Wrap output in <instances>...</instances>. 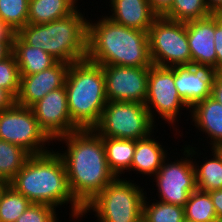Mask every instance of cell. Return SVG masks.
Wrapping results in <instances>:
<instances>
[{"label":"cell","mask_w":222,"mask_h":222,"mask_svg":"<svg viewBox=\"0 0 222 222\" xmlns=\"http://www.w3.org/2000/svg\"><path fill=\"white\" fill-rule=\"evenodd\" d=\"M108 3L111 12L106 16L125 27L148 32L158 17L148 0H109Z\"/></svg>","instance_id":"cell-17"},{"label":"cell","mask_w":222,"mask_h":222,"mask_svg":"<svg viewBox=\"0 0 222 222\" xmlns=\"http://www.w3.org/2000/svg\"><path fill=\"white\" fill-rule=\"evenodd\" d=\"M81 8L67 17L44 24H26L17 34L28 44L43 49L68 64L87 57L88 15Z\"/></svg>","instance_id":"cell-4"},{"label":"cell","mask_w":222,"mask_h":222,"mask_svg":"<svg viewBox=\"0 0 222 222\" xmlns=\"http://www.w3.org/2000/svg\"><path fill=\"white\" fill-rule=\"evenodd\" d=\"M30 156L25 149L0 139V180L9 183Z\"/></svg>","instance_id":"cell-24"},{"label":"cell","mask_w":222,"mask_h":222,"mask_svg":"<svg viewBox=\"0 0 222 222\" xmlns=\"http://www.w3.org/2000/svg\"><path fill=\"white\" fill-rule=\"evenodd\" d=\"M7 184H8L7 181L0 180V197H1V194H2L4 188L6 187Z\"/></svg>","instance_id":"cell-41"},{"label":"cell","mask_w":222,"mask_h":222,"mask_svg":"<svg viewBox=\"0 0 222 222\" xmlns=\"http://www.w3.org/2000/svg\"><path fill=\"white\" fill-rule=\"evenodd\" d=\"M185 220L192 222H218L209 192L196 189L184 206Z\"/></svg>","instance_id":"cell-25"},{"label":"cell","mask_w":222,"mask_h":222,"mask_svg":"<svg viewBox=\"0 0 222 222\" xmlns=\"http://www.w3.org/2000/svg\"><path fill=\"white\" fill-rule=\"evenodd\" d=\"M138 184L126 177H116L83 207L82 218L95 213L97 222H140L147 192Z\"/></svg>","instance_id":"cell-6"},{"label":"cell","mask_w":222,"mask_h":222,"mask_svg":"<svg viewBox=\"0 0 222 222\" xmlns=\"http://www.w3.org/2000/svg\"><path fill=\"white\" fill-rule=\"evenodd\" d=\"M174 84L178 95L191 109L196 103L211 97L212 87L219 71L212 66L191 63L174 66Z\"/></svg>","instance_id":"cell-14"},{"label":"cell","mask_w":222,"mask_h":222,"mask_svg":"<svg viewBox=\"0 0 222 222\" xmlns=\"http://www.w3.org/2000/svg\"><path fill=\"white\" fill-rule=\"evenodd\" d=\"M186 32L192 63L216 68L215 14L186 22Z\"/></svg>","instance_id":"cell-16"},{"label":"cell","mask_w":222,"mask_h":222,"mask_svg":"<svg viewBox=\"0 0 222 222\" xmlns=\"http://www.w3.org/2000/svg\"><path fill=\"white\" fill-rule=\"evenodd\" d=\"M211 14L204 0H173L171 8L163 17L186 23L205 18Z\"/></svg>","instance_id":"cell-27"},{"label":"cell","mask_w":222,"mask_h":222,"mask_svg":"<svg viewBox=\"0 0 222 222\" xmlns=\"http://www.w3.org/2000/svg\"><path fill=\"white\" fill-rule=\"evenodd\" d=\"M213 149H214V150L219 154V156L222 158V143L214 146Z\"/></svg>","instance_id":"cell-40"},{"label":"cell","mask_w":222,"mask_h":222,"mask_svg":"<svg viewBox=\"0 0 222 222\" xmlns=\"http://www.w3.org/2000/svg\"><path fill=\"white\" fill-rule=\"evenodd\" d=\"M148 2L158 16H163L171 8L173 0H148Z\"/></svg>","instance_id":"cell-33"},{"label":"cell","mask_w":222,"mask_h":222,"mask_svg":"<svg viewBox=\"0 0 222 222\" xmlns=\"http://www.w3.org/2000/svg\"><path fill=\"white\" fill-rule=\"evenodd\" d=\"M0 87L7 90L15 99L20 89V73L13 53L0 61Z\"/></svg>","instance_id":"cell-30"},{"label":"cell","mask_w":222,"mask_h":222,"mask_svg":"<svg viewBox=\"0 0 222 222\" xmlns=\"http://www.w3.org/2000/svg\"><path fill=\"white\" fill-rule=\"evenodd\" d=\"M191 145L192 146L188 143V145L184 144L183 147H185L192 156L197 189L206 192L222 189V158L213 148H210V159H207L208 156H206V158H204L206 160L204 161V159H202L201 162L199 156L202 155L201 150L199 152V148L196 146L193 147V142ZM197 158H199V161Z\"/></svg>","instance_id":"cell-20"},{"label":"cell","mask_w":222,"mask_h":222,"mask_svg":"<svg viewBox=\"0 0 222 222\" xmlns=\"http://www.w3.org/2000/svg\"><path fill=\"white\" fill-rule=\"evenodd\" d=\"M56 141L65 143V150L57 152L66 167L70 192L84 207L116 178L108 167L103 139L94 129H79Z\"/></svg>","instance_id":"cell-1"},{"label":"cell","mask_w":222,"mask_h":222,"mask_svg":"<svg viewBox=\"0 0 222 222\" xmlns=\"http://www.w3.org/2000/svg\"><path fill=\"white\" fill-rule=\"evenodd\" d=\"M16 103V99L5 89L0 87V111L10 109Z\"/></svg>","instance_id":"cell-35"},{"label":"cell","mask_w":222,"mask_h":222,"mask_svg":"<svg viewBox=\"0 0 222 222\" xmlns=\"http://www.w3.org/2000/svg\"><path fill=\"white\" fill-rule=\"evenodd\" d=\"M147 197L146 194L143 202L142 219L145 222H185V210L183 206L164 203L158 201L156 198L149 200Z\"/></svg>","instance_id":"cell-26"},{"label":"cell","mask_w":222,"mask_h":222,"mask_svg":"<svg viewBox=\"0 0 222 222\" xmlns=\"http://www.w3.org/2000/svg\"><path fill=\"white\" fill-rule=\"evenodd\" d=\"M32 203L9 184L0 197V222H15Z\"/></svg>","instance_id":"cell-28"},{"label":"cell","mask_w":222,"mask_h":222,"mask_svg":"<svg viewBox=\"0 0 222 222\" xmlns=\"http://www.w3.org/2000/svg\"><path fill=\"white\" fill-rule=\"evenodd\" d=\"M153 65L174 67L192 63L186 23L158 16L148 30Z\"/></svg>","instance_id":"cell-9"},{"label":"cell","mask_w":222,"mask_h":222,"mask_svg":"<svg viewBox=\"0 0 222 222\" xmlns=\"http://www.w3.org/2000/svg\"><path fill=\"white\" fill-rule=\"evenodd\" d=\"M190 119L199 132L205 134L206 146L213 148L222 143V105L213 97L205 98L190 109ZM208 138L210 141H208Z\"/></svg>","instance_id":"cell-18"},{"label":"cell","mask_w":222,"mask_h":222,"mask_svg":"<svg viewBox=\"0 0 222 222\" xmlns=\"http://www.w3.org/2000/svg\"><path fill=\"white\" fill-rule=\"evenodd\" d=\"M78 0H29L28 24H44L69 16Z\"/></svg>","instance_id":"cell-22"},{"label":"cell","mask_w":222,"mask_h":222,"mask_svg":"<svg viewBox=\"0 0 222 222\" xmlns=\"http://www.w3.org/2000/svg\"><path fill=\"white\" fill-rule=\"evenodd\" d=\"M70 64L57 61L52 67L31 75H20L16 104L32 107L52 90L65 85Z\"/></svg>","instance_id":"cell-15"},{"label":"cell","mask_w":222,"mask_h":222,"mask_svg":"<svg viewBox=\"0 0 222 222\" xmlns=\"http://www.w3.org/2000/svg\"><path fill=\"white\" fill-rule=\"evenodd\" d=\"M218 222H222V189L209 191Z\"/></svg>","instance_id":"cell-34"},{"label":"cell","mask_w":222,"mask_h":222,"mask_svg":"<svg viewBox=\"0 0 222 222\" xmlns=\"http://www.w3.org/2000/svg\"><path fill=\"white\" fill-rule=\"evenodd\" d=\"M211 97L222 105V72H219L215 79Z\"/></svg>","instance_id":"cell-36"},{"label":"cell","mask_w":222,"mask_h":222,"mask_svg":"<svg viewBox=\"0 0 222 222\" xmlns=\"http://www.w3.org/2000/svg\"><path fill=\"white\" fill-rule=\"evenodd\" d=\"M29 0H0V20L18 33L28 23Z\"/></svg>","instance_id":"cell-29"},{"label":"cell","mask_w":222,"mask_h":222,"mask_svg":"<svg viewBox=\"0 0 222 222\" xmlns=\"http://www.w3.org/2000/svg\"><path fill=\"white\" fill-rule=\"evenodd\" d=\"M8 184L31 203L47 204L57 209L70 204L69 218L76 219L75 222L82 219L83 207L71 194L64 161L53 148L31 155Z\"/></svg>","instance_id":"cell-2"},{"label":"cell","mask_w":222,"mask_h":222,"mask_svg":"<svg viewBox=\"0 0 222 222\" xmlns=\"http://www.w3.org/2000/svg\"><path fill=\"white\" fill-rule=\"evenodd\" d=\"M158 126L145 104L108 101L99 123L93 128L101 137L138 140L148 137Z\"/></svg>","instance_id":"cell-7"},{"label":"cell","mask_w":222,"mask_h":222,"mask_svg":"<svg viewBox=\"0 0 222 222\" xmlns=\"http://www.w3.org/2000/svg\"><path fill=\"white\" fill-rule=\"evenodd\" d=\"M144 104L155 124L156 120L160 118L171 129L173 127V131H176L175 136L179 134V136H183V131L180 133L177 125L179 123L176 122H179L182 110L188 111L187 117H189L190 108L178 95L174 84V70L171 67L152 65L149 68L147 96ZM157 116L158 118H156Z\"/></svg>","instance_id":"cell-8"},{"label":"cell","mask_w":222,"mask_h":222,"mask_svg":"<svg viewBox=\"0 0 222 222\" xmlns=\"http://www.w3.org/2000/svg\"><path fill=\"white\" fill-rule=\"evenodd\" d=\"M15 35L16 33L13 29L7 23L0 20V40H9L12 43Z\"/></svg>","instance_id":"cell-37"},{"label":"cell","mask_w":222,"mask_h":222,"mask_svg":"<svg viewBox=\"0 0 222 222\" xmlns=\"http://www.w3.org/2000/svg\"><path fill=\"white\" fill-rule=\"evenodd\" d=\"M107 101L145 103L149 68L102 66Z\"/></svg>","instance_id":"cell-12"},{"label":"cell","mask_w":222,"mask_h":222,"mask_svg":"<svg viewBox=\"0 0 222 222\" xmlns=\"http://www.w3.org/2000/svg\"><path fill=\"white\" fill-rule=\"evenodd\" d=\"M59 211L47 204L32 203L15 222H59Z\"/></svg>","instance_id":"cell-31"},{"label":"cell","mask_w":222,"mask_h":222,"mask_svg":"<svg viewBox=\"0 0 222 222\" xmlns=\"http://www.w3.org/2000/svg\"><path fill=\"white\" fill-rule=\"evenodd\" d=\"M180 159L168 155L159 171L151 177L156 183L158 201L185 206L190 194L197 189L194 165L190 152L184 147ZM184 151V152H183Z\"/></svg>","instance_id":"cell-11"},{"label":"cell","mask_w":222,"mask_h":222,"mask_svg":"<svg viewBox=\"0 0 222 222\" xmlns=\"http://www.w3.org/2000/svg\"><path fill=\"white\" fill-rule=\"evenodd\" d=\"M12 53V43L9 40H0V61Z\"/></svg>","instance_id":"cell-39"},{"label":"cell","mask_w":222,"mask_h":222,"mask_svg":"<svg viewBox=\"0 0 222 222\" xmlns=\"http://www.w3.org/2000/svg\"><path fill=\"white\" fill-rule=\"evenodd\" d=\"M154 132L148 137L136 140L130 171L149 178L154 176L162 166L164 159L170 154L160 139L154 138ZM163 147V148H162Z\"/></svg>","instance_id":"cell-19"},{"label":"cell","mask_w":222,"mask_h":222,"mask_svg":"<svg viewBox=\"0 0 222 222\" xmlns=\"http://www.w3.org/2000/svg\"><path fill=\"white\" fill-rule=\"evenodd\" d=\"M31 109L39 127L52 142L61 136L79 130L70 118L65 85L49 92Z\"/></svg>","instance_id":"cell-13"},{"label":"cell","mask_w":222,"mask_h":222,"mask_svg":"<svg viewBox=\"0 0 222 222\" xmlns=\"http://www.w3.org/2000/svg\"><path fill=\"white\" fill-rule=\"evenodd\" d=\"M65 90L72 122L79 129H93L108 102L102 65L87 59L71 63Z\"/></svg>","instance_id":"cell-5"},{"label":"cell","mask_w":222,"mask_h":222,"mask_svg":"<svg viewBox=\"0 0 222 222\" xmlns=\"http://www.w3.org/2000/svg\"><path fill=\"white\" fill-rule=\"evenodd\" d=\"M109 169L116 177L130 173L136 140L102 137ZM123 174V175H122Z\"/></svg>","instance_id":"cell-23"},{"label":"cell","mask_w":222,"mask_h":222,"mask_svg":"<svg viewBox=\"0 0 222 222\" xmlns=\"http://www.w3.org/2000/svg\"><path fill=\"white\" fill-rule=\"evenodd\" d=\"M216 57V69L222 72V14H215V35H214Z\"/></svg>","instance_id":"cell-32"},{"label":"cell","mask_w":222,"mask_h":222,"mask_svg":"<svg viewBox=\"0 0 222 222\" xmlns=\"http://www.w3.org/2000/svg\"><path fill=\"white\" fill-rule=\"evenodd\" d=\"M87 60L110 66L150 68L148 32L125 27L107 16L88 19Z\"/></svg>","instance_id":"cell-3"},{"label":"cell","mask_w":222,"mask_h":222,"mask_svg":"<svg viewBox=\"0 0 222 222\" xmlns=\"http://www.w3.org/2000/svg\"><path fill=\"white\" fill-rule=\"evenodd\" d=\"M212 14H222V0H204Z\"/></svg>","instance_id":"cell-38"},{"label":"cell","mask_w":222,"mask_h":222,"mask_svg":"<svg viewBox=\"0 0 222 222\" xmlns=\"http://www.w3.org/2000/svg\"><path fill=\"white\" fill-rule=\"evenodd\" d=\"M20 75H31L52 67L57 60L42 48L28 45L17 33L12 42Z\"/></svg>","instance_id":"cell-21"},{"label":"cell","mask_w":222,"mask_h":222,"mask_svg":"<svg viewBox=\"0 0 222 222\" xmlns=\"http://www.w3.org/2000/svg\"><path fill=\"white\" fill-rule=\"evenodd\" d=\"M0 139L25 149L31 155L50 151L51 143L54 146L39 127L33 110L16 103L10 109L0 111Z\"/></svg>","instance_id":"cell-10"}]
</instances>
